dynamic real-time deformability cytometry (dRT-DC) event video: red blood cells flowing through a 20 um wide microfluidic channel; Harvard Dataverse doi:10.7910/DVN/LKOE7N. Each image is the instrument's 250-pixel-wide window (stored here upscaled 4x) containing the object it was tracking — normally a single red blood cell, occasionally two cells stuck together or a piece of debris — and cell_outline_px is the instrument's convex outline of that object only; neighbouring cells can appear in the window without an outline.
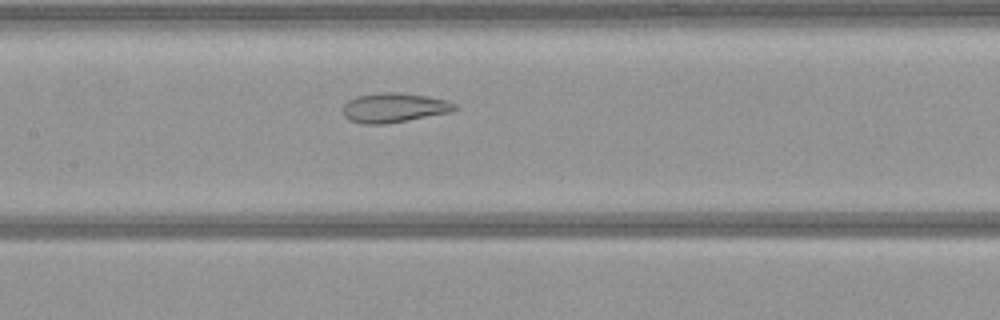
{"species": "common noctule bat (a hibernating species)", "species_latin": "Nyctalus noctula", "temperature_condition": "warm", "stored_images_in_passage": 52, "camera_frame_rate_fps": 3000, "um_per_image_px": 0.085, "animal": {"sex": "female", "body_mass_g": 21.9}, "frame": {"image": 1, "passage_image": 24, "time_ms": 7.667, "image_size_px": [1000, 320], "cell_outline_px": [[460, 108], [452, 112], [384, 124], [360, 124], [348, 120], [344, 116], [344, 104], [348, 100], [356, 96], [384, 92], [396, 92], [424, 96], [448, 100], [456, 104]], "centroid_in_image_um": [33.5, 9.16], "position_along_channel_um": 173.9, "area_um2": 19.25}}
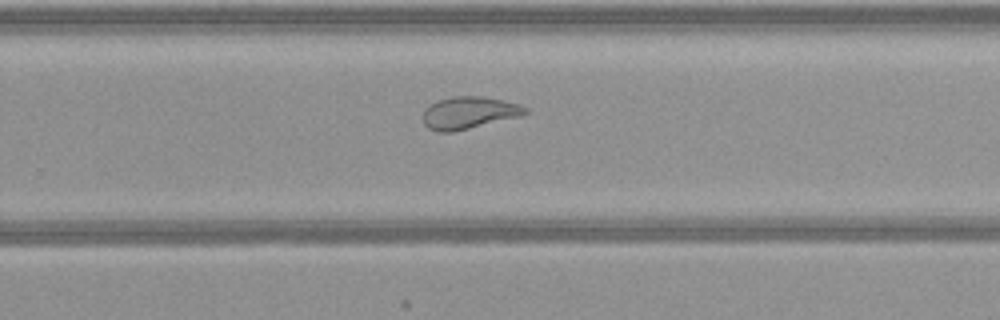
{"frame": {"image": 2, "passage_image": 33, "time_ms": 10.667, "image_size_px": [1000, 320], "cell_outline_px": [[528, 112], [520, 116], [452, 132], [436, 132], [428, 128], [424, 124], [424, 108], [436, 100], [452, 96], [484, 96], [504, 100], [520, 104], [528, 108]], "centroid_in_image_um": [39.85, 9.57], "position_along_channel_um": 290.0, "area_um2": 19.31}}
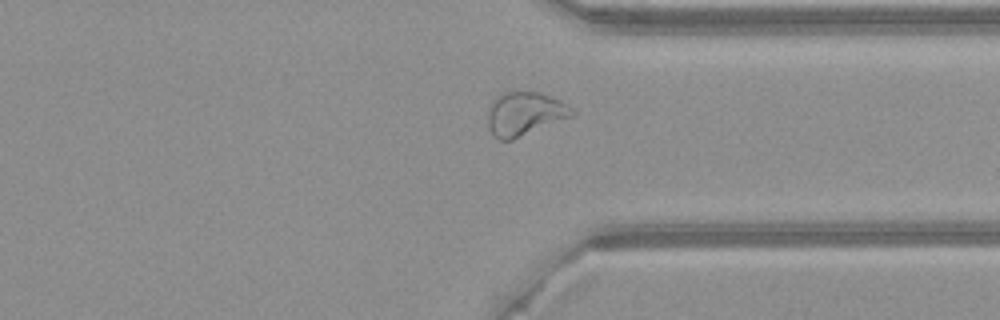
{"frame": {"image": 3, "passage_image": 39, "time_ms": 12.667, "image_size_px": [1000, 320], "cell_outline_px": [[576, 116], [512, 140], [496, 140], [492, 136], [488, 128], [488, 104], [496, 96], [504, 92], [540, 92], [560, 100], [568, 104], [576, 112]], "centroid_in_image_um": [44.6, 9.69], "position_along_channel_um": 366.8, "area_um2": 22.02}}